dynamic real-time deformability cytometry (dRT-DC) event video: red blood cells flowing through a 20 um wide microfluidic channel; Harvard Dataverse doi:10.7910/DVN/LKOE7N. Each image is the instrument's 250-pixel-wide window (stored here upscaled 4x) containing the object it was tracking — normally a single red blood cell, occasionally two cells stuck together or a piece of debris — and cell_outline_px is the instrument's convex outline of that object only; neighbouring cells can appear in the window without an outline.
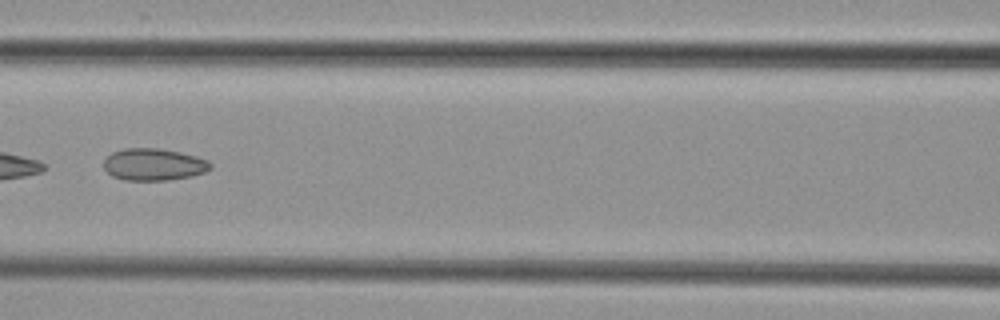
{"species": "common noctule bat (a hibernating species)", "species_latin": "Nyctalus noctula", "temperature_condition": "cold", "stored_images_in_passage": 5, "camera_frame_rate_fps": 3000, "um_per_image_px": 0.085, "animal": {"sex": "female", "body_mass_g": 29.2, "forearm_length_mm": 56.3}, "frame": {"image": 1, "passage_image": 5, "time_ms": 5.333, "image_size_px": [1000, 320], "cell_outline_px": [[212, 168], [204, 172], [192, 176], [168, 180], [124, 180], [112, 176], [104, 168], [104, 160], [112, 152], [124, 148], [160, 148], [180, 152], [196, 156], [208, 160], [212, 164]], "centroid_in_image_um": [13.08, 13.97], "position_along_channel_um": 153.5, "area_um2": 20.0}}